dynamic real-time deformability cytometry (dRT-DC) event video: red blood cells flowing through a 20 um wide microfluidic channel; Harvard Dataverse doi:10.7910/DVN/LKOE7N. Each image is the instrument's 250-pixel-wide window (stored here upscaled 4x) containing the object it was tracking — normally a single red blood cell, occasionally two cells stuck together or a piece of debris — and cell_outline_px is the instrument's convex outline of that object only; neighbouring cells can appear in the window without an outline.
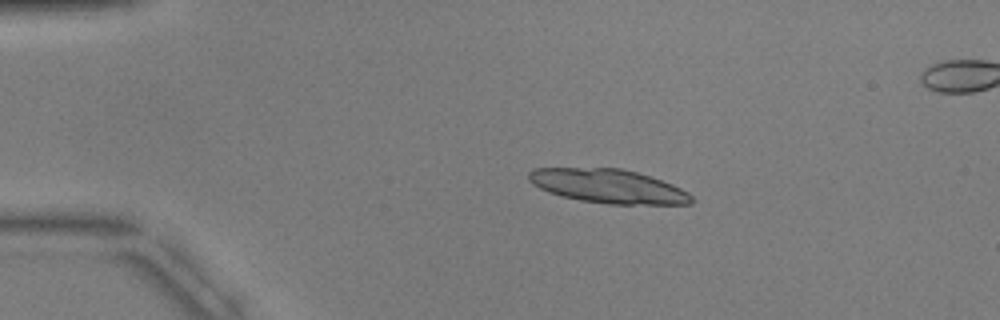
{"species": "common noctule bat (a hibernating species)", "species_latin": "Nyctalus noctula", "temperature_condition": "warm", "stored_images_in_passage": 6, "camera_frame_rate_fps": 3000, "um_per_image_px": 0.085, "animal": {"sex": "male", "body_mass_g": 17.9, "forearm_length_mm": 54.2}, "frame": {"image": 1, "passage_image": 3, "time_ms": 3.333, "image_size_px": [1000, 320], "cell_outline_px": [[692, 204], [608, 204], [580, 200], [560, 196], [548, 192], [532, 184], [528, 180], [528, 172], [532, 168], [620, 168], [636, 172], [672, 184], [688, 192], [692, 196]], "centroid_in_image_um": [51.66, 15.82], "position_along_channel_um": 33.3, "area_um2": 32.08}}